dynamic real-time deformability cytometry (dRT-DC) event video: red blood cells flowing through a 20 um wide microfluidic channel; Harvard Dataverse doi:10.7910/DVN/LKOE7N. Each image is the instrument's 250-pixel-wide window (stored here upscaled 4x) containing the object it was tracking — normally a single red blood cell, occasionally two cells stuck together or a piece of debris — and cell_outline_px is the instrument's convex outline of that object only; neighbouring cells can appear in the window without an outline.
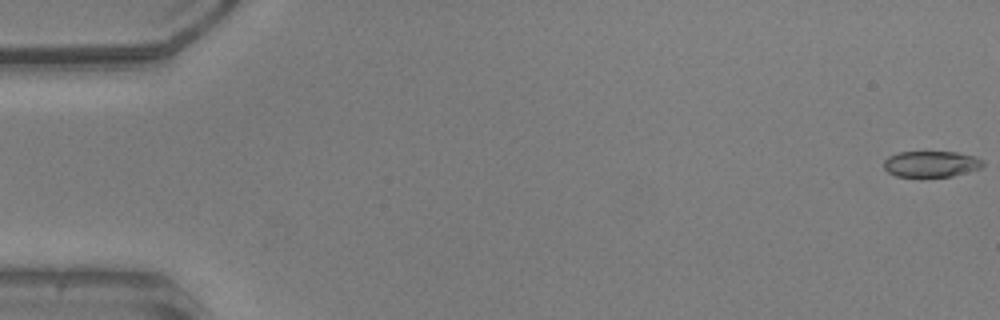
{"species": "common noctule bat (a hibernating species)", "species_latin": "Nyctalus noctula", "temperature_condition": "warm", "stored_images_in_passage": 52, "camera_frame_rate_fps": 3000, "um_per_image_px": 0.085, "animal": {"sex": "male", "body_mass_g": 20.5, "forearm_length_mm": 52.5}, "frame": {"image": 1, "passage_image": 1, "time_ms": 0.0, "image_size_px": [1000, 320], "cell_outline_px": [[984, 164], [980, 168], [952, 176], [920, 180], [896, 176], [888, 172], [884, 168], [884, 160], [888, 156], [896, 152], [956, 152], [976, 156], [984, 160]], "centroid_in_image_um": [79.11, 13.98], "position_along_channel_um": 5.9, "area_um2": 15.84}}
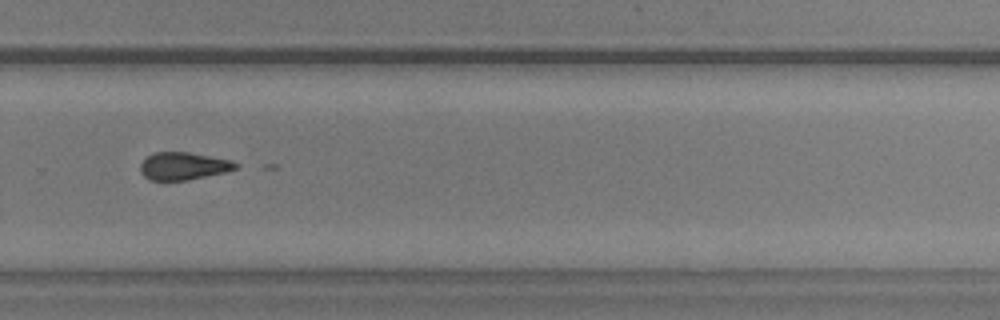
{"frame": {"image": 2, "passage_image": 36, "time_ms": 11.667, "image_size_px": [1000, 320], "cell_outline_px": [[240, 164], [236, 168], [224, 172], [188, 180], [148, 180], [140, 172], [140, 164], [148, 156], [156, 152], [188, 152], [232, 160]], "centroid_in_image_um": [15.58, 14.11], "position_along_channel_um": 314.2, "area_um2": 15.26}}
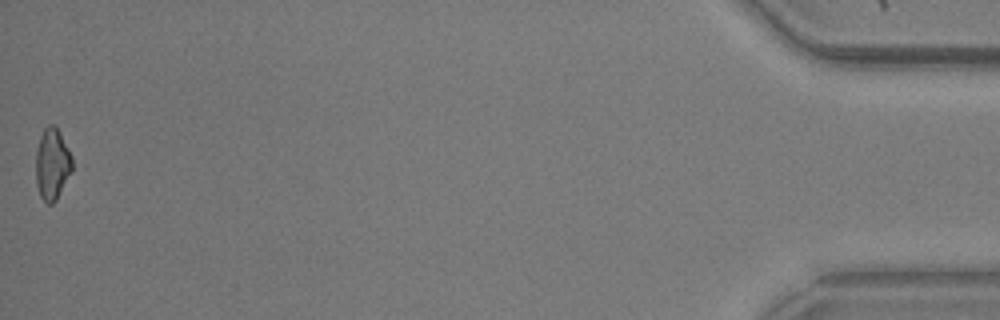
{"frame": {"image": 3, "passage_image": 52, "time_ms": 17.0, "image_size_px": [1000, 320], "cell_outline_px": [[72, 172], [56, 200], [52, 204], [48, 204], [40, 196], [36, 184], [36, 152], [40, 136], [44, 128], [48, 124], [52, 124], [60, 132], [72, 156]], "centroid_in_image_um": [4.44, 13.95], "position_along_channel_um": 430.8, "area_um2": 15.2}, "authors_computed_cell_mechanics": {"area_um2": 16.3574, "velocity_mm_per_s": 3.987, "shape_relaxation_time_tau1_ms": 2.8576, "shape_relaxation_time_tau2_ms": 4.3113, "deformation_change_tau1": 0.1575, "deformation_change_tau2": 0.1103}}